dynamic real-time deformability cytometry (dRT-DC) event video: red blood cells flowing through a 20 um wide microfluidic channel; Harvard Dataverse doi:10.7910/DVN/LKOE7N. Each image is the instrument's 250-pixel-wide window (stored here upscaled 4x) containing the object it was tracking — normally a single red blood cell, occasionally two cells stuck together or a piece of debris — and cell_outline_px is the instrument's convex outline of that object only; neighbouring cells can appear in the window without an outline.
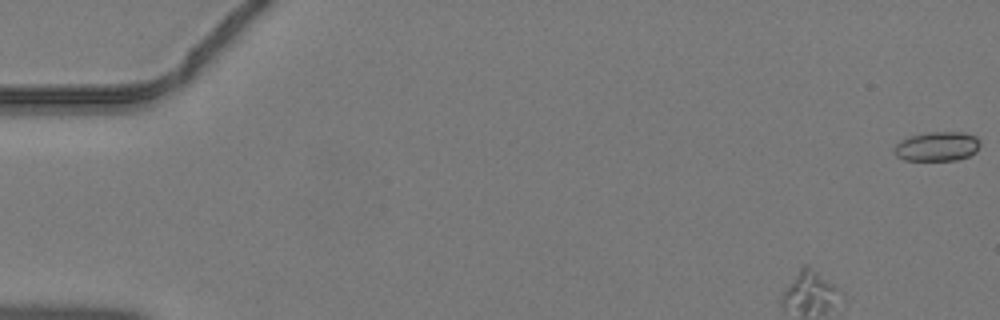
{"species": "common noctule bat (a hibernating species)", "species_latin": "Nyctalus noctula", "temperature_condition": "warm", "stored_images_in_passage": 44, "camera_frame_rate_fps": 3000, "um_per_image_px": 0.085, "animal": {"sex": "male", "body_mass_g": 19.2, "forearm_length_mm": 51.8}, "frame": {"image": 1, "passage_image": 1, "time_ms": 0.0, "image_size_px": [1000, 320], "cell_outline_px": [[980, 144], [976, 152], [968, 156], [956, 160], [904, 160], [896, 156], [892, 148], [900, 140], [908, 136], [928, 132], [964, 132], [976, 136], [980, 140]], "centroid_in_image_um": [79.64, 12.44], "position_along_channel_um": 5.4, "area_um2": 14.91}}
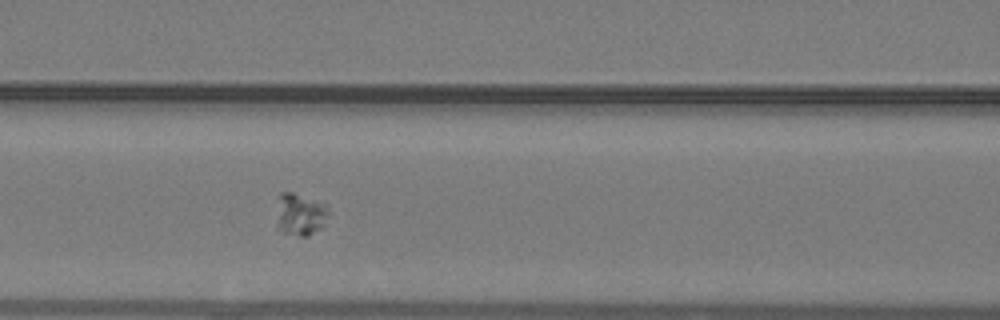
{"frame": {"image": 2, "passage_image": 17, "time_ms": 5.333, "image_size_px": [1000, 320], "cell_outline_px": [[328, 212], [324, 228], [308, 236], [300, 236], [284, 232], [276, 228], [276, 224], [280, 192], [292, 192], [328, 204]], "centroid_in_image_um": [25.55, 18.24], "position_along_channel_um": 141.1, "area_um2": 13.01}}
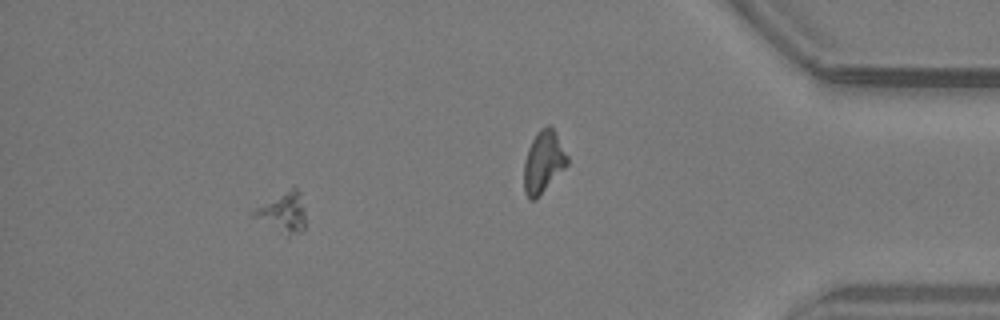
{"frame": {"image": 3, "passage_image": 39, "time_ms": 12.667, "image_size_px": [1000, 320], "cell_outline_px": [[304, 228], [300, 232], [288, 240], [248, 216], [256, 208], [292, 188], [296, 188], [300, 192], [304, 208]], "centroid_in_image_um": [24.0, 18.2], "position_along_channel_um": 411.2, "area_um2": 12.54}}